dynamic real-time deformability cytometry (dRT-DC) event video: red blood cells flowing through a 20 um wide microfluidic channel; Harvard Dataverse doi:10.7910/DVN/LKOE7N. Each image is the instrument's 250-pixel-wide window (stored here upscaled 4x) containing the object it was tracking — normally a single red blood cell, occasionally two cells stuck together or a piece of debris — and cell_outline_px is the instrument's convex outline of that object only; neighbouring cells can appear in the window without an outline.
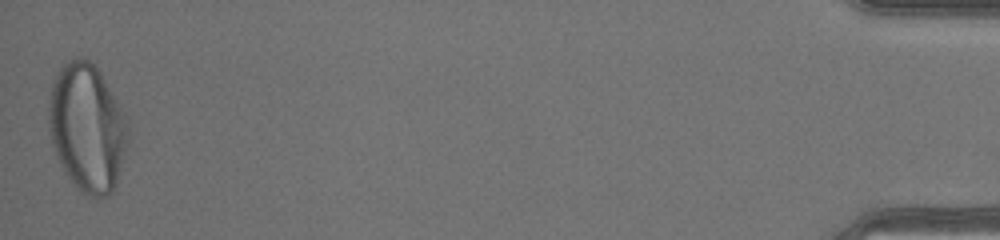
{"species": "human", "species_latin": "Homo sapiens", "temperature_condition": "warm", "stored_images_in_passage": 46, "segment_of_instrument_passage": [2, 2], "camera_frame_rate_fps": 3000, "um_per_image_px": 0.085, "donor": {"sex": "male"}, "frame": {"image": 1, "passage_image": 46, "time_ms": 15.0, "image_size_px": [1000, 240], "cell_outline_px": [[128, 140], [116, 184], [112, 192], [108, 196], [88, 196], [80, 192], [64, 172], [60, 164], [52, 144], [48, 128], [48, 108], [52, 84], [60, 68], [68, 60], [76, 56], [80, 56], [96, 64], [128, 116]], "centroid_in_image_um": [7.42, 10.82], "position_along_channel_um": 427.8, "area_um2": 59.77}}